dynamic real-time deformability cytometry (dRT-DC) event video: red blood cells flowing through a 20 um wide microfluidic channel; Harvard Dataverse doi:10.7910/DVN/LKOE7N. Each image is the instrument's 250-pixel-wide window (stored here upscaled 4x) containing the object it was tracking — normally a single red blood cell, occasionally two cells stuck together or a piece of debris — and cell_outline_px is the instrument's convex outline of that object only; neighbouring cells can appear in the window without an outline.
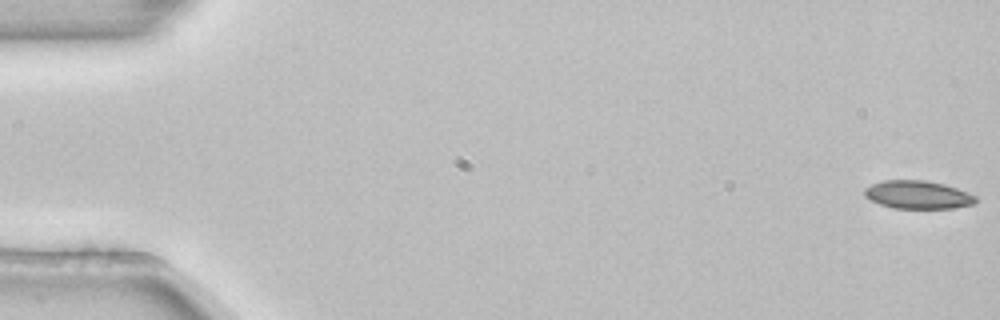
{"species": "common noctule bat (a hibernating species)", "species_latin": "Nyctalus noctula", "temperature_condition": "room temperature", "stored_images_in_passage": 5, "camera_frame_rate_fps": 3000, "um_per_image_px": 0.085, "animal": {"sex": "female", "body_mass_g": 22.7, "forearm_length_mm": 54.2}, "frame": {"image": 1, "passage_image": 1, "time_ms": 0.0, "image_size_px": [1000, 320], "cell_outline_px": [[980, 196], [972, 204], [952, 208], [892, 208], [880, 204], [864, 196], [864, 188], [872, 184], [884, 180], [924, 180], [944, 184]], "centroid_in_image_um": [78.02, 16.55], "position_along_channel_um": 7.0, "area_um2": 18.21}}
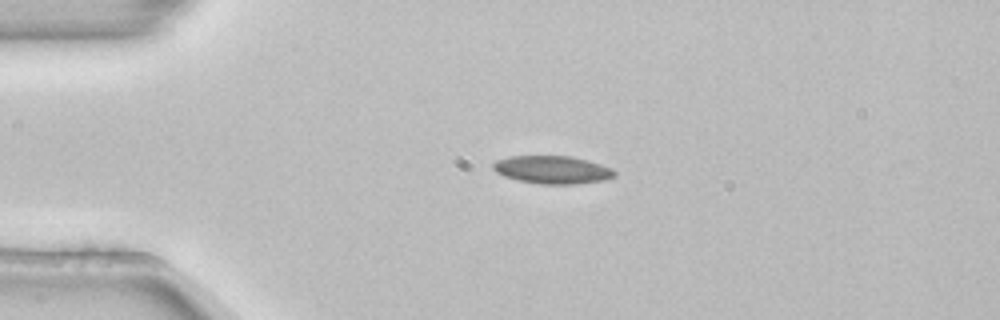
{"frame": {"image": 2, "passage_image": 4, "time_ms": 1.0, "image_size_px": [1000, 320], "cell_outline_px": [[616, 176], [604, 180], [576, 184], [540, 184], [520, 180], [504, 176], [496, 172], [492, 168], [492, 164], [496, 160], [508, 156], [572, 156], [588, 160], [612, 168], [616, 172]], "centroid_in_image_um": [46.96, 14.42], "position_along_channel_um": 38.0, "area_um2": 19.83}}